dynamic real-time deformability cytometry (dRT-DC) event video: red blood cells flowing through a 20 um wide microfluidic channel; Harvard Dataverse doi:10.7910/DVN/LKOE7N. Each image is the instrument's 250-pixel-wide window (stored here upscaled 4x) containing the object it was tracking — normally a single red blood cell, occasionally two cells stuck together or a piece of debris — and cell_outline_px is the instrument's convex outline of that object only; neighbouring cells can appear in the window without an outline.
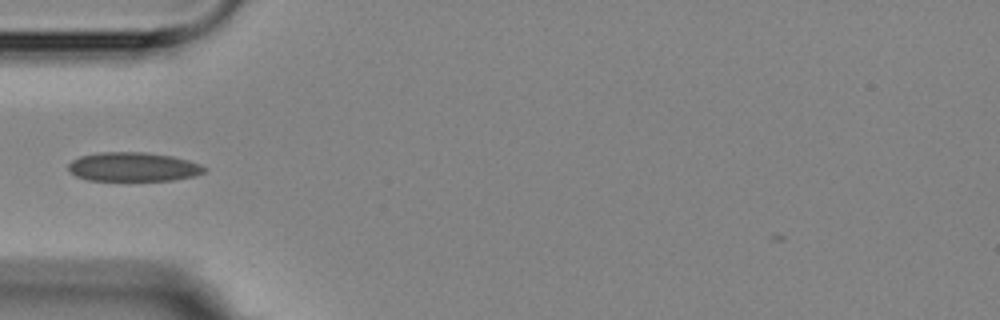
{"species": "Egyptian fruit bat (a non-hibernating species)", "species_latin": "Rousettus aegyptiacus", "temperature_condition": "room temperature", "stored_images_in_passage": 12, "camera_frame_rate_fps": 3000, "um_per_image_px": 0.085, "animal": {"sex": "female"}, "frame": {"image": 1, "passage_image": 1, "time_ms": 0.0, "image_size_px": [1000, 320], "cell_outline_px": [[208, 168], [204, 172], [196, 176], [172, 180], [88, 180], [76, 176], [68, 168], [68, 164], [72, 160], [80, 156], [100, 152], [144, 152], [172, 156], [188, 160], [200, 164]], "centroid_in_image_um": [11.35, 14.18], "position_along_channel_um": 73.7, "area_um2": 23.0}}
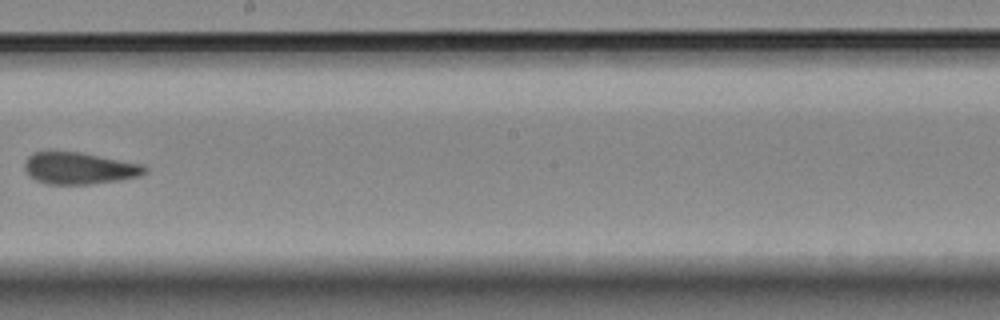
{"frame": {"image": 2, "passage_image": 5, "time_ms": 4.667, "image_size_px": [1000, 320], "cell_outline_px": [[148, 172], [140, 176], [120, 180], [88, 184], [44, 184], [28, 176], [24, 168], [24, 164], [28, 156], [32, 152], [80, 152], [144, 164], [148, 168]], "centroid_in_image_um": [6.75, 14.31], "position_along_channel_um": 241.4, "area_um2": 22.48}}
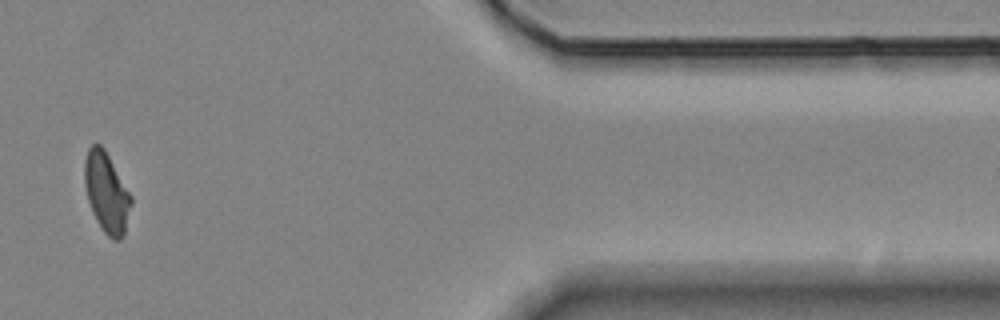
{"frame": {"image": 3, "passage_image": 10, "time_ms": 10.333, "image_size_px": [1000, 320], "cell_outline_px": [[132, 204], [124, 236], [120, 240], [112, 240], [104, 232], [96, 220], [92, 212], [88, 200], [84, 184], [84, 164], [88, 148], [92, 144], [100, 144], [104, 148], [132, 196]], "centroid_in_image_um": [9.06, 16.39], "position_along_channel_um": 402.3, "area_um2": 21.85}}